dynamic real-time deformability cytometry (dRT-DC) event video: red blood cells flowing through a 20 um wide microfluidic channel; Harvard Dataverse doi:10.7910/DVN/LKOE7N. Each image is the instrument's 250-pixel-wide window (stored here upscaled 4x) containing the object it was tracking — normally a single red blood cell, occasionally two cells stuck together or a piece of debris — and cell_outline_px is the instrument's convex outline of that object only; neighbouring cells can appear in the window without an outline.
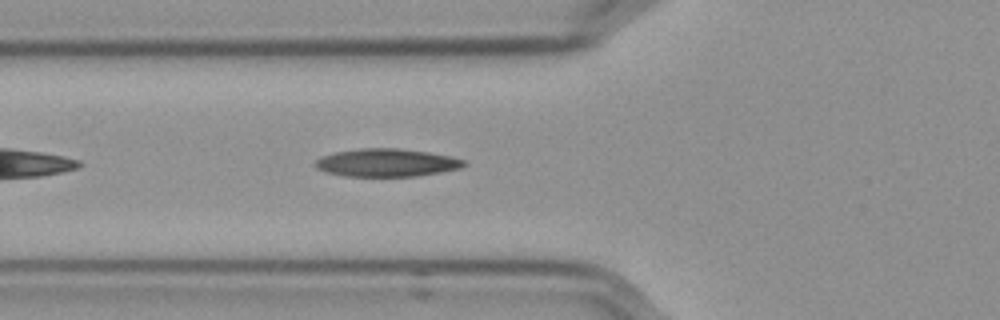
{"species": "Egyptian fruit bat (a non-hibernating species)", "species_latin": "Rousettus aegyptiacus", "temperature_condition": "cold", "stored_images_in_passage": 35, "camera_frame_rate_fps": 3000, "um_per_image_px": 0.085, "frame": {"image": 1, "passage_image": 6, "time_ms": 1.667, "image_size_px": [1000, 320], "cell_outline_px": [[464, 164], [460, 168], [440, 172], [416, 176], [344, 176], [328, 172], [316, 168], [316, 160], [320, 156], [336, 152], [360, 148], [400, 148], [428, 152], [448, 156], [464, 160]], "centroid_in_image_um": [32.83, 13.82], "position_along_channel_um": 93.0, "area_um2": 23.93}, "authors_computed_cell_mechanics": {"area_um2": 23.6402, "velocity_mm_per_s": 3.5763, "shape_relaxation_time_tau1_ms": 6.0015, "shape_relaxation_time_tau2_ms": 2.7757, "deformation_change_tau1": 0.1818, "deformation_change_tau2": 0.1074}}